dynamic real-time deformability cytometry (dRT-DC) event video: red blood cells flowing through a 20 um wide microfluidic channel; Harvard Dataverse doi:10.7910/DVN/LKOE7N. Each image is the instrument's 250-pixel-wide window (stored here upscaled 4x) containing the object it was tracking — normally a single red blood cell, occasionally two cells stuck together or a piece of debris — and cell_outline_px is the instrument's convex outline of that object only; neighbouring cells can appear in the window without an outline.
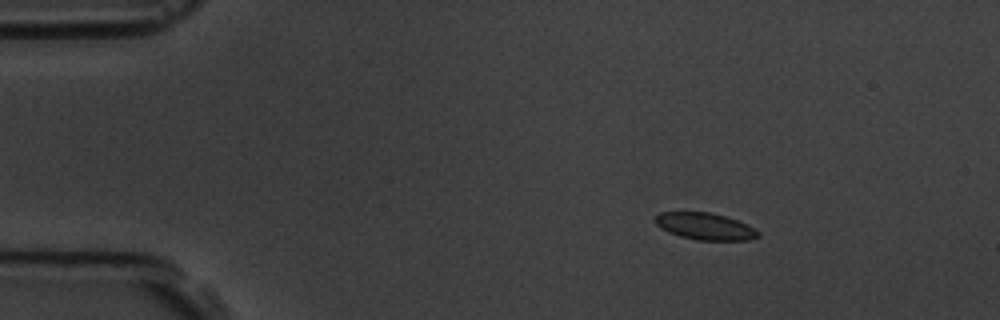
{"species": "common noctule bat (a hibernating species)", "species_latin": "Nyctalus noctula", "temperature_condition": "room temperature", "stored_images_in_passage": 5, "camera_frame_rate_fps": 3000, "um_per_image_px": 0.085, "animal": {"sex": "male", "body_mass_g": 19.5, "forearm_length_mm": 54.6}, "frame": {"image": 1, "passage_image": 3, "time_ms": 2.333, "image_size_px": [1000, 320], "cell_outline_px": [[760, 236], [748, 240], [696, 240], [680, 236], [668, 232], [660, 228], [652, 220], [660, 212], [712, 212], [736, 220], [760, 232]], "centroid_in_image_um": [59.88, 19.24], "position_along_channel_um": 25.1, "area_um2": 16.07}}